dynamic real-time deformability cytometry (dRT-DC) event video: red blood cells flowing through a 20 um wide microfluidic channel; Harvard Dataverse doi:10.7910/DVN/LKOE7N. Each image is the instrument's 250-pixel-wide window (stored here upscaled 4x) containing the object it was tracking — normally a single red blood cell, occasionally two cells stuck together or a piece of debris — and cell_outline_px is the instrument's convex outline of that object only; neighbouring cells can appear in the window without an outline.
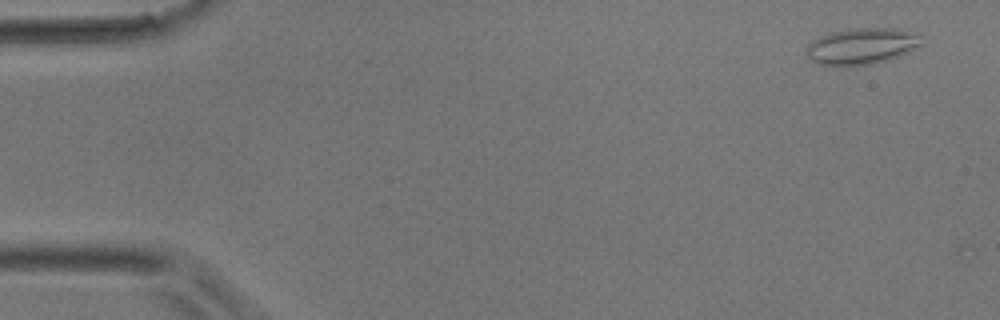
{"species": "common noctule bat (a hibernating species)", "species_latin": "Nyctalus noctula", "temperature_condition": "room temperature", "stored_images_in_passage": 3, "camera_frame_rate_fps": 3000, "um_per_image_px": 0.085, "animal": {"sex": "male", "body_mass_g": 17.9}, "frame": {"image": 1, "passage_image": 1, "time_ms": 0.0, "image_size_px": [1000, 320], "cell_outline_px": [[924, 44], [900, 56], [888, 60], [872, 64], [848, 68], [840, 68], [820, 64], [812, 60], [808, 56], [804, 48], [812, 40], [832, 32], [856, 28], [900, 28], [920, 32]], "centroid_in_image_um": [73.3, 3.94], "position_along_channel_um": 11.7, "area_um2": 25.26}}